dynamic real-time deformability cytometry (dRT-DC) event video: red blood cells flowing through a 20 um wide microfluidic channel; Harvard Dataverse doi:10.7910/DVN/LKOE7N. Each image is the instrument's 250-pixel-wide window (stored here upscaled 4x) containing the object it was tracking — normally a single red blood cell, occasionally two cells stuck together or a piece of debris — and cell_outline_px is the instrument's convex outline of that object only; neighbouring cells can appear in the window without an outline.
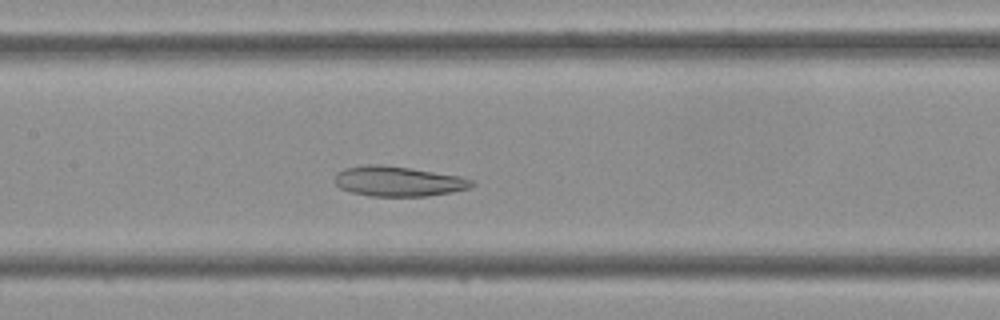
{"species": "Egyptian fruit bat (a non-hibernating species)", "species_latin": "Rousettus aegyptiacus", "temperature_condition": "cold", "stored_images_in_passage": 42, "camera_frame_rate_fps": 3000, "um_per_image_px": 0.085, "frame": {"image": 1, "passage_image": 18, "time_ms": 5.667, "image_size_px": [1000, 320], "cell_outline_px": [[476, 184], [468, 188], [452, 192], [428, 196], [368, 196], [352, 192], [340, 188], [336, 184], [336, 172], [344, 168], [368, 164], [380, 164], [408, 168], [460, 176], [472, 180]], "centroid_in_image_um": [33.84, 15.41], "position_along_channel_um": 173.6, "area_um2": 23.87}}
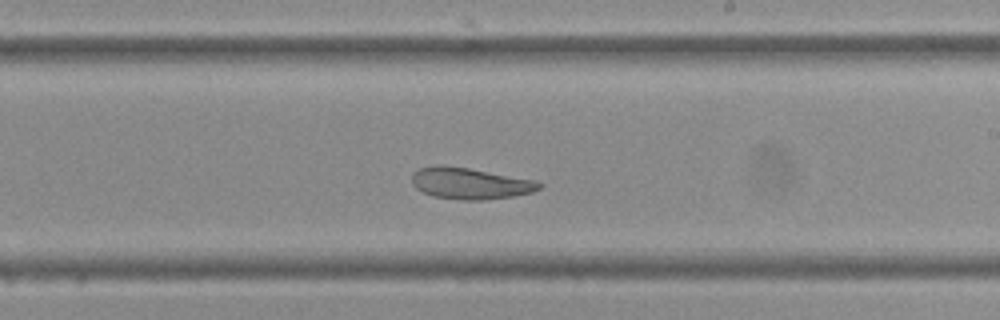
{"frame": {"image": 2, "passage_image": 23, "time_ms": 7.333, "image_size_px": [1000, 320], "cell_outline_px": [[544, 184], [540, 188], [532, 192], [512, 196], [484, 200], [460, 200], [432, 196], [416, 188], [412, 184], [412, 172], [420, 168], [468, 168], [536, 180]], "centroid_in_image_um": [40.02, 15.63], "position_along_channel_um": 249.0, "area_um2": 22.66}}
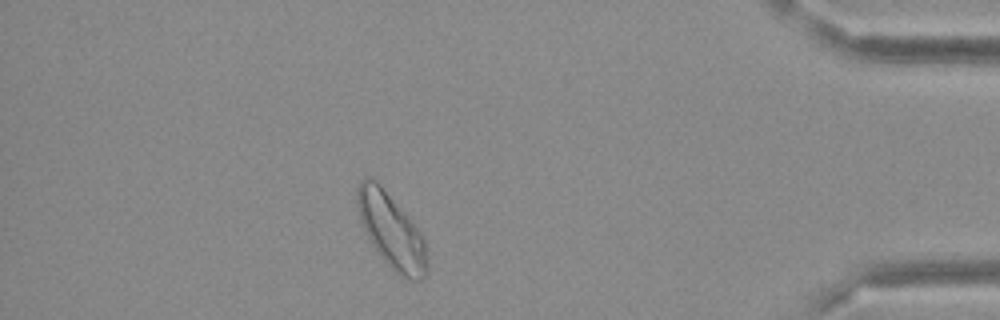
{"frame": {"image": 3, "passage_image": 36, "time_ms": 11.667, "image_size_px": [1000, 320], "cell_outline_px": [[428, 276], [424, 280], [408, 280], [400, 276], [380, 256], [372, 244], [364, 228], [360, 216], [356, 200], [356, 188], [360, 180], [364, 176], [368, 176], [376, 180], [380, 184], [408, 216], [420, 232], [424, 240], [428, 260]], "centroid_in_image_um": [33.29, 19.63], "position_along_channel_um": 401.9, "area_um2": 30.4}}